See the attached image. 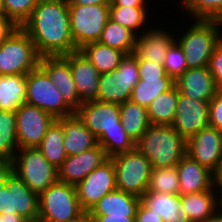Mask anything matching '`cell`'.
<instances>
[{
	"label": "cell",
	"mask_w": 222,
	"mask_h": 222,
	"mask_svg": "<svg viewBox=\"0 0 222 222\" xmlns=\"http://www.w3.org/2000/svg\"><path fill=\"white\" fill-rule=\"evenodd\" d=\"M22 28L41 57L64 56L77 51L71 35L67 0H40Z\"/></svg>",
	"instance_id": "obj_1"
},
{
	"label": "cell",
	"mask_w": 222,
	"mask_h": 222,
	"mask_svg": "<svg viewBox=\"0 0 222 222\" xmlns=\"http://www.w3.org/2000/svg\"><path fill=\"white\" fill-rule=\"evenodd\" d=\"M184 25L183 32L175 34V40L181 46L186 58L187 69L209 66L210 57L216 45L222 39V21L220 20H192ZM185 30V31H184ZM179 35V36H178Z\"/></svg>",
	"instance_id": "obj_2"
},
{
	"label": "cell",
	"mask_w": 222,
	"mask_h": 222,
	"mask_svg": "<svg viewBox=\"0 0 222 222\" xmlns=\"http://www.w3.org/2000/svg\"><path fill=\"white\" fill-rule=\"evenodd\" d=\"M136 147L152 168L174 167L187 155V140L171 125L151 124Z\"/></svg>",
	"instance_id": "obj_3"
},
{
	"label": "cell",
	"mask_w": 222,
	"mask_h": 222,
	"mask_svg": "<svg viewBox=\"0 0 222 222\" xmlns=\"http://www.w3.org/2000/svg\"><path fill=\"white\" fill-rule=\"evenodd\" d=\"M84 213L76 186L58 180L39 195L37 222H69Z\"/></svg>",
	"instance_id": "obj_4"
},
{
	"label": "cell",
	"mask_w": 222,
	"mask_h": 222,
	"mask_svg": "<svg viewBox=\"0 0 222 222\" xmlns=\"http://www.w3.org/2000/svg\"><path fill=\"white\" fill-rule=\"evenodd\" d=\"M40 58L28 33L18 27L0 45V75H27L39 66Z\"/></svg>",
	"instance_id": "obj_5"
},
{
	"label": "cell",
	"mask_w": 222,
	"mask_h": 222,
	"mask_svg": "<svg viewBox=\"0 0 222 222\" xmlns=\"http://www.w3.org/2000/svg\"><path fill=\"white\" fill-rule=\"evenodd\" d=\"M14 173L37 195L58 181V169L39 148H19L14 157Z\"/></svg>",
	"instance_id": "obj_6"
},
{
	"label": "cell",
	"mask_w": 222,
	"mask_h": 222,
	"mask_svg": "<svg viewBox=\"0 0 222 222\" xmlns=\"http://www.w3.org/2000/svg\"><path fill=\"white\" fill-rule=\"evenodd\" d=\"M114 162L117 189L142 198L151 176L150 161L135 147L111 157Z\"/></svg>",
	"instance_id": "obj_7"
},
{
	"label": "cell",
	"mask_w": 222,
	"mask_h": 222,
	"mask_svg": "<svg viewBox=\"0 0 222 222\" xmlns=\"http://www.w3.org/2000/svg\"><path fill=\"white\" fill-rule=\"evenodd\" d=\"M139 79L137 57L125 55L118 68L99 75L98 101L118 105L129 101Z\"/></svg>",
	"instance_id": "obj_8"
},
{
	"label": "cell",
	"mask_w": 222,
	"mask_h": 222,
	"mask_svg": "<svg viewBox=\"0 0 222 222\" xmlns=\"http://www.w3.org/2000/svg\"><path fill=\"white\" fill-rule=\"evenodd\" d=\"M26 87L25 102L41 108L55 119L75 114L65 103L61 92L51 82L47 73L40 66L26 75Z\"/></svg>",
	"instance_id": "obj_9"
},
{
	"label": "cell",
	"mask_w": 222,
	"mask_h": 222,
	"mask_svg": "<svg viewBox=\"0 0 222 222\" xmlns=\"http://www.w3.org/2000/svg\"><path fill=\"white\" fill-rule=\"evenodd\" d=\"M68 5L71 35L78 51L100 39L109 20L110 5Z\"/></svg>",
	"instance_id": "obj_10"
},
{
	"label": "cell",
	"mask_w": 222,
	"mask_h": 222,
	"mask_svg": "<svg viewBox=\"0 0 222 222\" xmlns=\"http://www.w3.org/2000/svg\"><path fill=\"white\" fill-rule=\"evenodd\" d=\"M55 120L41 108L25 102L16 111L18 149L37 148Z\"/></svg>",
	"instance_id": "obj_11"
},
{
	"label": "cell",
	"mask_w": 222,
	"mask_h": 222,
	"mask_svg": "<svg viewBox=\"0 0 222 222\" xmlns=\"http://www.w3.org/2000/svg\"><path fill=\"white\" fill-rule=\"evenodd\" d=\"M116 189V173L111 158L91 171L76 186L78 200L85 212H89L103 196Z\"/></svg>",
	"instance_id": "obj_12"
},
{
	"label": "cell",
	"mask_w": 222,
	"mask_h": 222,
	"mask_svg": "<svg viewBox=\"0 0 222 222\" xmlns=\"http://www.w3.org/2000/svg\"><path fill=\"white\" fill-rule=\"evenodd\" d=\"M171 126L188 140L209 126V102L195 100L179 92L176 114Z\"/></svg>",
	"instance_id": "obj_13"
},
{
	"label": "cell",
	"mask_w": 222,
	"mask_h": 222,
	"mask_svg": "<svg viewBox=\"0 0 222 222\" xmlns=\"http://www.w3.org/2000/svg\"><path fill=\"white\" fill-rule=\"evenodd\" d=\"M187 155L215 173L222 159V132L207 126L187 140Z\"/></svg>",
	"instance_id": "obj_14"
},
{
	"label": "cell",
	"mask_w": 222,
	"mask_h": 222,
	"mask_svg": "<svg viewBox=\"0 0 222 222\" xmlns=\"http://www.w3.org/2000/svg\"><path fill=\"white\" fill-rule=\"evenodd\" d=\"M75 114L97 139L105 131L124 129L120 121L118 104L98 100L83 102Z\"/></svg>",
	"instance_id": "obj_15"
},
{
	"label": "cell",
	"mask_w": 222,
	"mask_h": 222,
	"mask_svg": "<svg viewBox=\"0 0 222 222\" xmlns=\"http://www.w3.org/2000/svg\"><path fill=\"white\" fill-rule=\"evenodd\" d=\"M108 159L105 150L99 144L78 155L67 156L58 168V180L77 186L91 171Z\"/></svg>",
	"instance_id": "obj_16"
},
{
	"label": "cell",
	"mask_w": 222,
	"mask_h": 222,
	"mask_svg": "<svg viewBox=\"0 0 222 222\" xmlns=\"http://www.w3.org/2000/svg\"><path fill=\"white\" fill-rule=\"evenodd\" d=\"M39 66L61 92L65 103L76 112L83 103L77 93L69 62L63 56H43Z\"/></svg>",
	"instance_id": "obj_17"
},
{
	"label": "cell",
	"mask_w": 222,
	"mask_h": 222,
	"mask_svg": "<svg viewBox=\"0 0 222 222\" xmlns=\"http://www.w3.org/2000/svg\"><path fill=\"white\" fill-rule=\"evenodd\" d=\"M63 57L69 62L81 102L98 100L100 74L97 68L79 50Z\"/></svg>",
	"instance_id": "obj_18"
},
{
	"label": "cell",
	"mask_w": 222,
	"mask_h": 222,
	"mask_svg": "<svg viewBox=\"0 0 222 222\" xmlns=\"http://www.w3.org/2000/svg\"><path fill=\"white\" fill-rule=\"evenodd\" d=\"M152 27L137 36L135 49L133 54L137 59L156 62L160 65L164 64V59L170 44L175 40L176 30L159 26ZM169 29V30H168Z\"/></svg>",
	"instance_id": "obj_19"
},
{
	"label": "cell",
	"mask_w": 222,
	"mask_h": 222,
	"mask_svg": "<svg viewBox=\"0 0 222 222\" xmlns=\"http://www.w3.org/2000/svg\"><path fill=\"white\" fill-rule=\"evenodd\" d=\"M176 168L179 176V195L215 190L214 173L188 155L176 164Z\"/></svg>",
	"instance_id": "obj_20"
},
{
	"label": "cell",
	"mask_w": 222,
	"mask_h": 222,
	"mask_svg": "<svg viewBox=\"0 0 222 222\" xmlns=\"http://www.w3.org/2000/svg\"><path fill=\"white\" fill-rule=\"evenodd\" d=\"M179 92L195 100L210 102L218 89L209 67L187 69L176 81Z\"/></svg>",
	"instance_id": "obj_21"
},
{
	"label": "cell",
	"mask_w": 222,
	"mask_h": 222,
	"mask_svg": "<svg viewBox=\"0 0 222 222\" xmlns=\"http://www.w3.org/2000/svg\"><path fill=\"white\" fill-rule=\"evenodd\" d=\"M63 127V148L67 156L78 155L98 145L96 136L91 133L76 114L56 119Z\"/></svg>",
	"instance_id": "obj_22"
},
{
	"label": "cell",
	"mask_w": 222,
	"mask_h": 222,
	"mask_svg": "<svg viewBox=\"0 0 222 222\" xmlns=\"http://www.w3.org/2000/svg\"><path fill=\"white\" fill-rule=\"evenodd\" d=\"M141 201L164 222H191L187 212L180 203V195L145 192Z\"/></svg>",
	"instance_id": "obj_23"
},
{
	"label": "cell",
	"mask_w": 222,
	"mask_h": 222,
	"mask_svg": "<svg viewBox=\"0 0 222 222\" xmlns=\"http://www.w3.org/2000/svg\"><path fill=\"white\" fill-rule=\"evenodd\" d=\"M141 198L116 189L103 196L88 212L89 215L135 216Z\"/></svg>",
	"instance_id": "obj_24"
},
{
	"label": "cell",
	"mask_w": 222,
	"mask_h": 222,
	"mask_svg": "<svg viewBox=\"0 0 222 222\" xmlns=\"http://www.w3.org/2000/svg\"><path fill=\"white\" fill-rule=\"evenodd\" d=\"M8 191H12L13 210L29 222H37L39 213V195L34 193L15 173L6 182Z\"/></svg>",
	"instance_id": "obj_25"
},
{
	"label": "cell",
	"mask_w": 222,
	"mask_h": 222,
	"mask_svg": "<svg viewBox=\"0 0 222 222\" xmlns=\"http://www.w3.org/2000/svg\"><path fill=\"white\" fill-rule=\"evenodd\" d=\"M149 9L151 8L110 6L109 19L130 29L137 36H139L154 26V23L151 22L153 19L151 18L152 14L150 13ZM149 22L151 23V26Z\"/></svg>",
	"instance_id": "obj_26"
},
{
	"label": "cell",
	"mask_w": 222,
	"mask_h": 222,
	"mask_svg": "<svg viewBox=\"0 0 222 222\" xmlns=\"http://www.w3.org/2000/svg\"><path fill=\"white\" fill-rule=\"evenodd\" d=\"M180 203L191 222H203L215 215L217 209L216 191L206 190L204 192L180 195Z\"/></svg>",
	"instance_id": "obj_27"
},
{
	"label": "cell",
	"mask_w": 222,
	"mask_h": 222,
	"mask_svg": "<svg viewBox=\"0 0 222 222\" xmlns=\"http://www.w3.org/2000/svg\"><path fill=\"white\" fill-rule=\"evenodd\" d=\"M26 75H0V110L16 112L26 100Z\"/></svg>",
	"instance_id": "obj_28"
},
{
	"label": "cell",
	"mask_w": 222,
	"mask_h": 222,
	"mask_svg": "<svg viewBox=\"0 0 222 222\" xmlns=\"http://www.w3.org/2000/svg\"><path fill=\"white\" fill-rule=\"evenodd\" d=\"M120 106V121L130 139L136 144L151 125L147 108L126 101Z\"/></svg>",
	"instance_id": "obj_29"
},
{
	"label": "cell",
	"mask_w": 222,
	"mask_h": 222,
	"mask_svg": "<svg viewBox=\"0 0 222 222\" xmlns=\"http://www.w3.org/2000/svg\"><path fill=\"white\" fill-rule=\"evenodd\" d=\"M79 51L97 68L99 74L108 73L118 68L126 55L124 52L103 45L98 41L84 45Z\"/></svg>",
	"instance_id": "obj_30"
},
{
	"label": "cell",
	"mask_w": 222,
	"mask_h": 222,
	"mask_svg": "<svg viewBox=\"0 0 222 222\" xmlns=\"http://www.w3.org/2000/svg\"><path fill=\"white\" fill-rule=\"evenodd\" d=\"M178 95L179 91L174 85L151 102L147 108L150 124L172 125L176 114Z\"/></svg>",
	"instance_id": "obj_31"
},
{
	"label": "cell",
	"mask_w": 222,
	"mask_h": 222,
	"mask_svg": "<svg viewBox=\"0 0 222 222\" xmlns=\"http://www.w3.org/2000/svg\"><path fill=\"white\" fill-rule=\"evenodd\" d=\"M136 39L137 35L130 29L109 19L98 42L127 55L134 52Z\"/></svg>",
	"instance_id": "obj_32"
},
{
	"label": "cell",
	"mask_w": 222,
	"mask_h": 222,
	"mask_svg": "<svg viewBox=\"0 0 222 222\" xmlns=\"http://www.w3.org/2000/svg\"><path fill=\"white\" fill-rule=\"evenodd\" d=\"M174 85L175 81L172 78L139 79L132 90L130 101L148 108L155 98L170 90Z\"/></svg>",
	"instance_id": "obj_33"
},
{
	"label": "cell",
	"mask_w": 222,
	"mask_h": 222,
	"mask_svg": "<svg viewBox=\"0 0 222 222\" xmlns=\"http://www.w3.org/2000/svg\"><path fill=\"white\" fill-rule=\"evenodd\" d=\"M64 130L62 125L55 120L47 129L41 144L38 146L43 156L57 169L67 158L63 148Z\"/></svg>",
	"instance_id": "obj_34"
},
{
	"label": "cell",
	"mask_w": 222,
	"mask_h": 222,
	"mask_svg": "<svg viewBox=\"0 0 222 222\" xmlns=\"http://www.w3.org/2000/svg\"><path fill=\"white\" fill-rule=\"evenodd\" d=\"M17 150L16 112L0 110V161L13 160Z\"/></svg>",
	"instance_id": "obj_35"
},
{
	"label": "cell",
	"mask_w": 222,
	"mask_h": 222,
	"mask_svg": "<svg viewBox=\"0 0 222 222\" xmlns=\"http://www.w3.org/2000/svg\"><path fill=\"white\" fill-rule=\"evenodd\" d=\"M190 20L222 21V0H174ZM189 16V17H188Z\"/></svg>",
	"instance_id": "obj_36"
},
{
	"label": "cell",
	"mask_w": 222,
	"mask_h": 222,
	"mask_svg": "<svg viewBox=\"0 0 222 222\" xmlns=\"http://www.w3.org/2000/svg\"><path fill=\"white\" fill-rule=\"evenodd\" d=\"M146 192H159L179 195V176L176 166L152 168Z\"/></svg>",
	"instance_id": "obj_37"
},
{
	"label": "cell",
	"mask_w": 222,
	"mask_h": 222,
	"mask_svg": "<svg viewBox=\"0 0 222 222\" xmlns=\"http://www.w3.org/2000/svg\"><path fill=\"white\" fill-rule=\"evenodd\" d=\"M97 141L109 158L131 151L136 147L124 129L105 131Z\"/></svg>",
	"instance_id": "obj_38"
},
{
	"label": "cell",
	"mask_w": 222,
	"mask_h": 222,
	"mask_svg": "<svg viewBox=\"0 0 222 222\" xmlns=\"http://www.w3.org/2000/svg\"><path fill=\"white\" fill-rule=\"evenodd\" d=\"M163 66L166 74L174 81H176L186 72V58L181 46L176 40L170 44L164 59Z\"/></svg>",
	"instance_id": "obj_39"
},
{
	"label": "cell",
	"mask_w": 222,
	"mask_h": 222,
	"mask_svg": "<svg viewBox=\"0 0 222 222\" xmlns=\"http://www.w3.org/2000/svg\"><path fill=\"white\" fill-rule=\"evenodd\" d=\"M40 0H4L5 15L18 27H22L31 17Z\"/></svg>",
	"instance_id": "obj_40"
},
{
	"label": "cell",
	"mask_w": 222,
	"mask_h": 222,
	"mask_svg": "<svg viewBox=\"0 0 222 222\" xmlns=\"http://www.w3.org/2000/svg\"><path fill=\"white\" fill-rule=\"evenodd\" d=\"M139 78H171L169 77L164 69L163 65L156 62L146 61L142 59H137Z\"/></svg>",
	"instance_id": "obj_41"
},
{
	"label": "cell",
	"mask_w": 222,
	"mask_h": 222,
	"mask_svg": "<svg viewBox=\"0 0 222 222\" xmlns=\"http://www.w3.org/2000/svg\"><path fill=\"white\" fill-rule=\"evenodd\" d=\"M209 70L212 73L218 91H222V39L216 45L210 57Z\"/></svg>",
	"instance_id": "obj_42"
},
{
	"label": "cell",
	"mask_w": 222,
	"mask_h": 222,
	"mask_svg": "<svg viewBox=\"0 0 222 222\" xmlns=\"http://www.w3.org/2000/svg\"><path fill=\"white\" fill-rule=\"evenodd\" d=\"M209 125L222 132V91L209 102Z\"/></svg>",
	"instance_id": "obj_43"
},
{
	"label": "cell",
	"mask_w": 222,
	"mask_h": 222,
	"mask_svg": "<svg viewBox=\"0 0 222 222\" xmlns=\"http://www.w3.org/2000/svg\"><path fill=\"white\" fill-rule=\"evenodd\" d=\"M135 222H164L162 217L151 211L142 201L139 203Z\"/></svg>",
	"instance_id": "obj_44"
},
{
	"label": "cell",
	"mask_w": 222,
	"mask_h": 222,
	"mask_svg": "<svg viewBox=\"0 0 222 222\" xmlns=\"http://www.w3.org/2000/svg\"><path fill=\"white\" fill-rule=\"evenodd\" d=\"M7 213H16V210H13L12 191L4 186L0 189V214Z\"/></svg>",
	"instance_id": "obj_45"
},
{
	"label": "cell",
	"mask_w": 222,
	"mask_h": 222,
	"mask_svg": "<svg viewBox=\"0 0 222 222\" xmlns=\"http://www.w3.org/2000/svg\"><path fill=\"white\" fill-rule=\"evenodd\" d=\"M18 26L5 14H0V45Z\"/></svg>",
	"instance_id": "obj_46"
},
{
	"label": "cell",
	"mask_w": 222,
	"mask_h": 222,
	"mask_svg": "<svg viewBox=\"0 0 222 222\" xmlns=\"http://www.w3.org/2000/svg\"><path fill=\"white\" fill-rule=\"evenodd\" d=\"M14 173L12 160L0 161V189L6 186V182Z\"/></svg>",
	"instance_id": "obj_47"
},
{
	"label": "cell",
	"mask_w": 222,
	"mask_h": 222,
	"mask_svg": "<svg viewBox=\"0 0 222 222\" xmlns=\"http://www.w3.org/2000/svg\"><path fill=\"white\" fill-rule=\"evenodd\" d=\"M93 222H135V216L90 215Z\"/></svg>",
	"instance_id": "obj_48"
},
{
	"label": "cell",
	"mask_w": 222,
	"mask_h": 222,
	"mask_svg": "<svg viewBox=\"0 0 222 222\" xmlns=\"http://www.w3.org/2000/svg\"><path fill=\"white\" fill-rule=\"evenodd\" d=\"M152 0H110V6L149 7Z\"/></svg>",
	"instance_id": "obj_49"
},
{
	"label": "cell",
	"mask_w": 222,
	"mask_h": 222,
	"mask_svg": "<svg viewBox=\"0 0 222 222\" xmlns=\"http://www.w3.org/2000/svg\"><path fill=\"white\" fill-rule=\"evenodd\" d=\"M67 2L76 5H110V0H67Z\"/></svg>",
	"instance_id": "obj_50"
},
{
	"label": "cell",
	"mask_w": 222,
	"mask_h": 222,
	"mask_svg": "<svg viewBox=\"0 0 222 222\" xmlns=\"http://www.w3.org/2000/svg\"><path fill=\"white\" fill-rule=\"evenodd\" d=\"M1 222H29L23 216L16 213L1 214Z\"/></svg>",
	"instance_id": "obj_51"
},
{
	"label": "cell",
	"mask_w": 222,
	"mask_h": 222,
	"mask_svg": "<svg viewBox=\"0 0 222 222\" xmlns=\"http://www.w3.org/2000/svg\"><path fill=\"white\" fill-rule=\"evenodd\" d=\"M217 210L222 212V186H215Z\"/></svg>",
	"instance_id": "obj_52"
},
{
	"label": "cell",
	"mask_w": 222,
	"mask_h": 222,
	"mask_svg": "<svg viewBox=\"0 0 222 222\" xmlns=\"http://www.w3.org/2000/svg\"><path fill=\"white\" fill-rule=\"evenodd\" d=\"M215 186H222V159L217 171L214 173Z\"/></svg>",
	"instance_id": "obj_53"
},
{
	"label": "cell",
	"mask_w": 222,
	"mask_h": 222,
	"mask_svg": "<svg viewBox=\"0 0 222 222\" xmlns=\"http://www.w3.org/2000/svg\"><path fill=\"white\" fill-rule=\"evenodd\" d=\"M69 222H93L92 218L88 214V212H85L82 216L78 217L75 220L69 221Z\"/></svg>",
	"instance_id": "obj_54"
},
{
	"label": "cell",
	"mask_w": 222,
	"mask_h": 222,
	"mask_svg": "<svg viewBox=\"0 0 222 222\" xmlns=\"http://www.w3.org/2000/svg\"><path fill=\"white\" fill-rule=\"evenodd\" d=\"M214 218H215L218 222H222V212H220V211H218V210L216 209Z\"/></svg>",
	"instance_id": "obj_55"
},
{
	"label": "cell",
	"mask_w": 222,
	"mask_h": 222,
	"mask_svg": "<svg viewBox=\"0 0 222 222\" xmlns=\"http://www.w3.org/2000/svg\"><path fill=\"white\" fill-rule=\"evenodd\" d=\"M0 14H5L4 0H0Z\"/></svg>",
	"instance_id": "obj_56"
},
{
	"label": "cell",
	"mask_w": 222,
	"mask_h": 222,
	"mask_svg": "<svg viewBox=\"0 0 222 222\" xmlns=\"http://www.w3.org/2000/svg\"><path fill=\"white\" fill-rule=\"evenodd\" d=\"M203 222H218L214 217L210 218V219H206Z\"/></svg>",
	"instance_id": "obj_57"
}]
</instances>
